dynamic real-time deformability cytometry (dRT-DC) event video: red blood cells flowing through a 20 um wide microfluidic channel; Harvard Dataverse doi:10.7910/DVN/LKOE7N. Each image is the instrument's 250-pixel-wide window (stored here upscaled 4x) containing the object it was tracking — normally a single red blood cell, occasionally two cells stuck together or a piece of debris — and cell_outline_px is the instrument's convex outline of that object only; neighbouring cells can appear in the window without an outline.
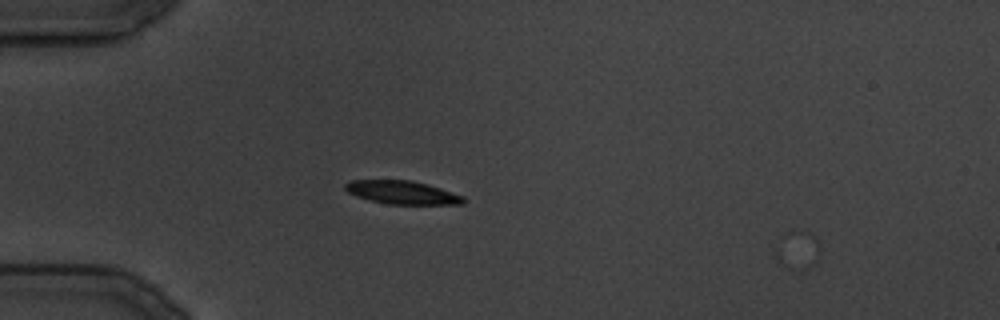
{"species": "common noctule bat (a hibernating species)", "species_latin": "Nyctalus noctula", "temperature_condition": "cold", "stored_images_in_passage": 4, "camera_frame_rate_fps": 3000, "um_per_image_px": 0.085, "animal": {"sex": "male", "body_mass_g": 19.5, "forearm_length_mm": 54.6}, "frame": {"image": 1, "passage_image": 2, "time_ms": 0.333, "image_size_px": [1000, 320], "cell_outline_px": [[464, 204], [388, 204], [356, 196], [348, 192], [344, 188], [344, 184], [348, 180], [412, 180], [428, 184], [464, 196]], "centroid_in_image_um": [34.17, 16.35], "position_along_channel_um": 50.8, "area_um2": 16.01}}